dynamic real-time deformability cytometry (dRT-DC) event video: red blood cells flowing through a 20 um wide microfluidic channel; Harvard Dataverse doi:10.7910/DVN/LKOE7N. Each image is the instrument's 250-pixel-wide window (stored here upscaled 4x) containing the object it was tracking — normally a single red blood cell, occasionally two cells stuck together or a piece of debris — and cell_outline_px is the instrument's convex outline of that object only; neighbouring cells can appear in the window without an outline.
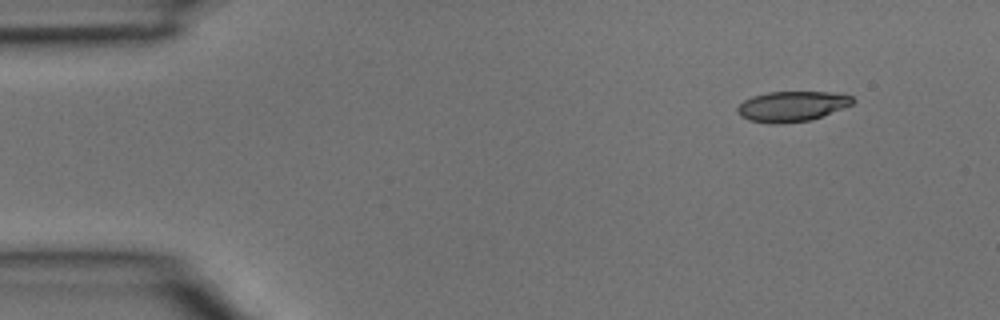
{"species": "common noctule bat (a hibernating species)", "species_latin": "Nyctalus noctula", "temperature_condition": "room temperature", "stored_images_in_passage": 4, "camera_frame_rate_fps": 3000, "um_per_image_px": 0.085, "animal": {"sex": "male", "body_mass_g": 15.6}, "frame": {"image": 1, "passage_image": 1, "time_ms": 0.0, "image_size_px": [1000, 320], "cell_outline_px": [[856, 100], [852, 104], [812, 120], [780, 124], [776, 124], [748, 120], [740, 116], [736, 112], [736, 108], [744, 100], [752, 96], [768, 92], [844, 92], [852, 96]], "centroid_in_image_um": [67.33, 9.03], "position_along_channel_um": 17.7, "area_um2": 20.58}}
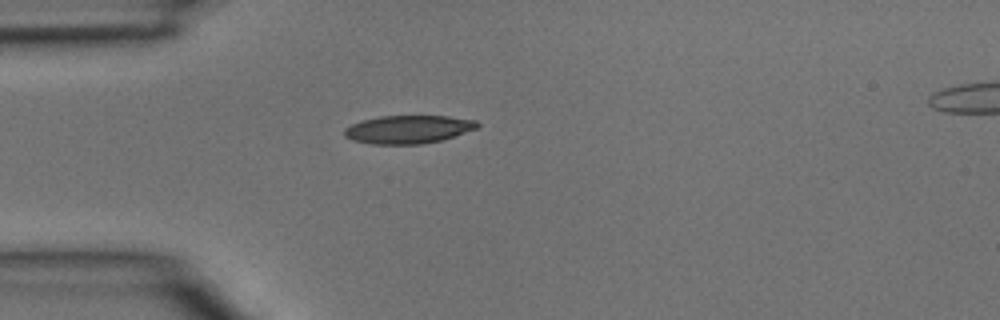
{"frame": {"image": 2, "passage_image": 3, "time_ms": 0.667, "image_size_px": [1000, 320], "cell_outline_px": [[480, 124], [476, 128], [440, 140], [420, 144], [372, 144], [352, 140], [344, 136], [344, 128], [352, 124], [364, 120], [380, 116], [448, 116], [476, 120]], "centroid_in_image_um": [34.67, 10.99], "position_along_channel_um": 50.3, "area_um2": 21.56}}